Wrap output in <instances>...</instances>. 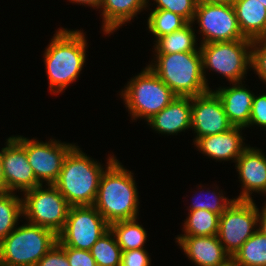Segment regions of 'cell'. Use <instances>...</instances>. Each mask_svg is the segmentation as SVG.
<instances>
[{
    "label": "cell",
    "instance_id": "cell-17",
    "mask_svg": "<svg viewBox=\"0 0 266 266\" xmlns=\"http://www.w3.org/2000/svg\"><path fill=\"white\" fill-rule=\"evenodd\" d=\"M175 240L195 266H216L230 257L217 235L177 236Z\"/></svg>",
    "mask_w": 266,
    "mask_h": 266
},
{
    "label": "cell",
    "instance_id": "cell-5",
    "mask_svg": "<svg viewBox=\"0 0 266 266\" xmlns=\"http://www.w3.org/2000/svg\"><path fill=\"white\" fill-rule=\"evenodd\" d=\"M26 223L0 242V266H36L58 242L54 231Z\"/></svg>",
    "mask_w": 266,
    "mask_h": 266
},
{
    "label": "cell",
    "instance_id": "cell-31",
    "mask_svg": "<svg viewBox=\"0 0 266 266\" xmlns=\"http://www.w3.org/2000/svg\"><path fill=\"white\" fill-rule=\"evenodd\" d=\"M251 69L266 85V38H258L252 43Z\"/></svg>",
    "mask_w": 266,
    "mask_h": 266
},
{
    "label": "cell",
    "instance_id": "cell-8",
    "mask_svg": "<svg viewBox=\"0 0 266 266\" xmlns=\"http://www.w3.org/2000/svg\"><path fill=\"white\" fill-rule=\"evenodd\" d=\"M46 187L39 185L23 193V217L28 223L48 228L58 235L64 229L70 205L53 184Z\"/></svg>",
    "mask_w": 266,
    "mask_h": 266
},
{
    "label": "cell",
    "instance_id": "cell-41",
    "mask_svg": "<svg viewBox=\"0 0 266 266\" xmlns=\"http://www.w3.org/2000/svg\"><path fill=\"white\" fill-rule=\"evenodd\" d=\"M260 3H262L266 8V0H258Z\"/></svg>",
    "mask_w": 266,
    "mask_h": 266
},
{
    "label": "cell",
    "instance_id": "cell-27",
    "mask_svg": "<svg viewBox=\"0 0 266 266\" xmlns=\"http://www.w3.org/2000/svg\"><path fill=\"white\" fill-rule=\"evenodd\" d=\"M97 266H120L122 249L109 229L89 250Z\"/></svg>",
    "mask_w": 266,
    "mask_h": 266
},
{
    "label": "cell",
    "instance_id": "cell-7",
    "mask_svg": "<svg viewBox=\"0 0 266 266\" xmlns=\"http://www.w3.org/2000/svg\"><path fill=\"white\" fill-rule=\"evenodd\" d=\"M252 43L250 39H240L200 45L202 73L207 86V69L226 77L230 84L242 82L251 68Z\"/></svg>",
    "mask_w": 266,
    "mask_h": 266
},
{
    "label": "cell",
    "instance_id": "cell-20",
    "mask_svg": "<svg viewBox=\"0 0 266 266\" xmlns=\"http://www.w3.org/2000/svg\"><path fill=\"white\" fill-rule=\"evenodd\" d=\"M148 4L149 0H102L99 9L103 34H112L123 24L131 22L139 12L149 7Z\"/></svg>",
    "mask_w": 266,
    "mask_h": 266
},
{
    "label": "cell",
    "instance_id": "cell-18",
    "mask_svg": "<svg viewBox=\"0 0 266 266\" xmlns=\"http://www.w3.org/2000/svg\"><path fill=\"white\" fill-rule=\"evenodd\" d=\"M147 124L159 134L177 135L191 129V97L176 96L159 113H156Z\"/></svg>",
    "mask_w": 266,
    "mask_h": 266
},
{
    "label": "cell",
    "instance_id": "cell-28",
    "mask_svg": "<svg viewBox=\"0 0 266 266\" xmlns=\"http://www.w3.org/2000/svg\"><path fill=\"white\" fill-rule=\"evenodd\" d=\"M187 23L183 17L174 12L165 9H153L147 19V29L155 36L156 41L161 36L181 29Z\"/></svg>",
    "mask_w": 266,
    "mask_h": 266
},
{
    "label": "cell",
    "instance_id": "cell-16",
    "mask_svg": "<svg viewBox=\"0 0 266 266\" xmlns=\"http://www.w3.org/2000/svg\"><path fill=\"white\" fill-rule=\"evenodd\" d=\"M243 127L233 126L226 132L199 138L194 145L212 160L229 161L235 163L243 150L247 147L242 136ZM245 145V146H244Z\"/></svg>",
    "mask_w": 266,
    "mask_h": 266
},
{
    "label": "cell",
    "instance_id": "cell-10",
    "mask_svg": "<svg viewBox=\"0 0 266 266\" xmlns=\"http://www.w3.org/2000/svg\"><path fill=\"white\" fill-rule=\"evenodd\" d=\"M110 229V224L93 205L70 206L58 242L64 247L90 250Z\"/></svg>",
    "mask_w": 266,
    "mask_h": 266
},
{
    "label": "cell",
    "instance_id": "cell-37",
    "mask_svg": "<svg viewBox=\"0 0 266 266\" xmlns=\"http://www.w3.org/2000/svg\"><path fill=\"white\" fill-rule=\"evenodd\" d=\"M3 151L4 147L0 151V194L6 193V183H5L4 169H3Z\"/></svg>",
    "mask_w": 266,
    "mask_h": 266
},
{
    "label": "cell",
    "instance_id": "cell-38",
    "mask_svg": "<svg viewBox=\"0 0 266 266\" xmlns=\"http://www.w3.org/2000/svg\"><path fill=\"white\" fill-rule=\"evenodd\" d=\"M70 3H77L78 5H87L93 7V9H99L102 0H69Z\"/></svg>",
    "mask_w": 266,
    "mask_h": 266
},
{
    "label": "cell",
    "instance_id": "cell-29",
    "mask_svg": "<svg viewBox=\"0 0 266 266\" xmlns=\"http://www.w3.org/2000/svg\"><path fill=\"white\" fill-rule=\"evenodd\" d=\"M210 191L211 190L207 189V191L205 192L207 196L205 195V197L200 196L202 195L201 193L199 196L198 193H196L198 197L196 196L197 199L192 198L194 199V201L192 200L193 202L188 207V211L205 209L220 216L235 200V198L229 199L228 197L223 196V192L220 190L219 192H217V190H213V192Z\"/></svg>",
    "mask_w": 266,
    "mask_h": 266
},
{
    "label": "cell",
    "instance_id": "cell-34",
    "mask_svg": "<svg viewBox=\"0 0 266 266\" xmlns=\"http://www.w3.org/2000/svg\"><path fill=\"white\" fill-rule=\"evenodd\" d=\"M146 249L122 251L120 266H151V258Z\"/></svg>",
    "mask_w": 266,
    "mask_h": 266
},
{
    "label": "cell",
    "instance_id": "cell-33",
    "mask_svg": "<svg viewBox=\"0 0 266 266\" xmlns=\"http://www.w3.org/2000/svg\"><path fill=\"white\" fill-rule=\"evenodd\" d=\"M36 266H70L65 247L57 242L36 264Z\"/></svg>",
    "mask_w": 266,
    "mask_h": 266
},
{
    "label": "cell",
    "instance_id": "cell-26",
    "mask_svg": "<svg viewBox=\"0 0 266 266\" xmlns=\"http://www.w3.org/2000/svg\"><path fill=\"white\" fill-rule=\"evenodd\" d=\"M20 216H23L22 197L14 192L0 194V242L17 227Z\"/></svg>",
    "mask_w": 266,
    "mask_h": 266
},
{
    "label": "cell",
    "instance_id": "cell-36",
    "mask_svg": "<svg viewBox=\"0 0 266 266\" xmlns=\"http://www.w3.org/2000/svg\"><path fill=\"white\" fill-rule=\"evenodd\" d=\"M264 204L262 210L258 208V230L266 236V203Z\"/></svg>",
    "mask_w": 266,
    "mask_h": 266
},
{
    "label": "cell",
    "instance_id": "cell-15",
    "mask_svg": "<svg viewBox=\"0 0 266 266\" xmlns=\"http://www.w3.org/2000/svg\"><path fill=\"white\" fill-rule=\"evenodd\" d=\"M242 191L235 200H253L252 193L266 195V156L261 149L248 145L235 162Z\"/></svg>",
    "mask_w": 266,
    "mask_h": 266
},
{
    "label": "cell",
    "instance_id": "cell-19",
    "mask_svg": "<svg viewBox=\"0 0 266 266\" xmlns=\"http://www.w3.org/2000/svg\"><path fill=\"white\" fill-rule=\"evenodd\" d=\"M242 82L232 83V87L213 90L222 102L224 112L233 126L245 128L250 121L254 93Z\"/></svg>",
    "mask_w": 266,
    "mask_h": 266
},
{
    "label": "cell",
    "instance_id": "cell-1",
    "mask_svg": "<svg viewBox=\"0 0 266 266\" xmlns=\"http://www.w3.org/2000/svg\"><path fill=\"white\" fill-rule=\"evenodd\" d=\"M44 52L50 91L62 93L78 79L86 60L87 39L81 30L58 28Z\"/></svg>",
    "mask_w": 266,
    "mask_h": 266
},
{
    "label": "cell",
    "instance_id": "cell-30",
    "mask_svg": "<svg viewBox=\"0 0 266 266\" xmlns=\"http://www.w3.org/2000/svg\"><path fill=\"white\" fill-rule=\"evenodd\" d=\"M156 8L174 12L183 17L187 22H193L197 0H154Z\"/></svg>",
    "mask_w": 266,
    "mask_h": 266
},
{
    "label": "cell",
    "instance_id": "cell-13",
    "mask_svg": "<svg viewBox=\"0 0 266 266\" xmlns=\"http://www.w3.org/2000/svg\"><path fill=\"white\" fill-rule=\"evenodd\" d=\"M232 127L213 89L191 97V128L196 133L194 143L201 137L220 134Z\"/></svg>",
    "mask_w": 266,
    "mask_h": 266
},
{
    "label": "cell",
    "instance_id": "cell-23",
    "mask_svg": "<svg viewBox=\"0 0 266 266\" xmlns=\"http://www.w3.org/2000/svg\"><path fill=\"white\" fill-rule=\"evenodd\" d=\"M137 219L121 220L110 224V230L115 235L122 251L145 248L147 231Z\"/></svg>",
    "mask_w": 266,
    "mask_h": 266
},
{
    "label": "cell",
    "instance_id": "cell-21",
    "mask_svg": "<svg viewBox=\"0 0 266 266\" xmlns=\"http://www.w3.org/2000/svg\"><path fill=\"white\" fill-rule=\"evenodd\" d=\"M243 36L256 40L266 35V8L258 0H236L233 3Z\"/></svg>",
    "mask_w": 266,
    "mask_h": 266
},
{
    "label": "cell",
    "instance_id": "cell-9",
    "mask_svg": "<svg viewBox=\"0 0 266 266\" xmlns=\"http://www.w3.org/2000/svg\"><path fill=\"white\" fill-rule=\"evenodd\" d=\"M257 230L258 208L253 200H234L219 216L217 236L230 257Z\"/></svg>",
    "mask_w": 266,
    "mask_h": 266
},
{
    "label": "cell",
    "instance_id": "cell-22",
    "mask_svg": "<svg viewBox=\"0 0 266 266\" xmlns=\"http://www.w3.org/2000/svg\"><path fill=\"white\" fill-rule=\"evenodd\" d=\"M193 22H188L181 29L159 37L154 41L156 54H171L180 52H196L200 49L193 28Z\"/></svg>",
    "mask_w": 266,
    "mask_h": 266
},
{
    "label": "cell",
    "instance_id": "cell-39",
    "mask_svg": "<svg viewBox=\"0 0 266 266\" xmlns=\"http://www.w3.org/2000/svg\"><path fill=\"white\" fill-rule=\"evenodd\" d=\"M236 0H197L200 3L233 5Z\"/></svg>",
    "mask_w": 266,
    "mask_h": 266
},
{
    "label": "cell",
    "instance_id": "cell-3",
    "mask_svg": "<svg viewBox=\"0 0 266 266\" xmlns=\"http://www.w3.org/2000/svg\"><path fill=\"white\" fill-rule=\"evenodd\" d=\"M108 156L106 167L87 156L79 146H75L66 156L58 179L53 184L65 197L70 206L93 205L104 169L114 160Z\"/></svg>",
    "mask_w": 266,
    "mask_h": 266
},
{
    "label": "cell",
    "instance_id": "cell-40",
    "mask_svg": "<svg viewBox=\"0 0 266 266\" xmlns=\"http://www.w3.org/2000/svg\"><path fill=\"white\" fill-rule=\"evenodd\" d=\"M216 266H239V265L237 264V262L234 260L233 257H229L223 263L218 264Z\"/></svg>",
    "mask_w": 266,
    "mask_h": 266
},
{
    "label": "cell",
    "instance_id": "cell-24",
    "mask_svg": "<svg viewBox=\"0 0 266 266\" xmlns=\"http://www.w3.org/2000/svg\"><path fill=\"white\" fill-rule=\"evenodd\" d=\"M178 236H213L218 234L219 215L205 209L189 211Z\"/></svg>",
    "mask_w": 266,
    "mask_h": 266
},
{
    "label": "cell",
    "instance_id": "cell-14",
    "mask_svg": "<svg viewBox=\"0 0 266 266\" xmlns=\"http://www.w3.org/2000/svg\"><path fill=\"white\" fill-rule=\"evenodd\" d=\"M3 151V169L6 192H25L41 185L32 170L25 148L13 137L6 139Z\"/></svg>",
    "mask_w": 266,
    "mask_h": 266
},
{
    "label": "cell",
    "instance_id": "cell-12",
    "mask_svg": "<svg viewBox=\"0 0 266 266\" xmlns=\"http://www.w3.org/2000/svg\"><path fill=\"white\" fill-rule=\"evenodd\" d=\"M202 35L200 45L247 39L240 31L233 5L197 3L193 23Z\"/></svg>",
    "mask_w": 266,
    "mask_h": 266
},
{
    "label": "cell",
    "instance_id": "cell-11",
    "mask_svg": "<svg viewBox=\"0 0 266 266\" xmlns=\"http://www.w3.org/2000/svg\"><path fill=\"white\" fill-rule=\"evenodd\" d=\"M13 137L25 148L27 160L41 185L44 181L46 185L56 182L67 154L76 146L56 139L41 142L20 135Z\"/></svg>",
    "mask_w": 266,
    "mask_h": 266
},
{
    "label": "cell",
    "instance_id": "cell-6",
    "mask_svg": "<svg viewBox=\"0 0 266 266\" xmlns=\"http://www.w3.org/2000/svg\"><path fill=\"white\" fill-rule=\"evenodd\" d=\"M124 87L120 95L132 120L144 118L147 122L176 97L148 65Z\"/></svg>",
    "mask_w": 266,
    "mask_h": 266
},
{
    "label": "cell",
    "instance_id": "cell-32",
    "mask_svg": "<svg viewBox=\"0 0 266 266\" xmlns=\"http://www.w3.org/2000/svg\"><path fill=\"white\" fill-rule=\"evenodd\" d=\"M253 125L266 128V93L253 97L250 121L245 128Z\"/></svg>",
    "mask_w": 266,
    "mask_h": 266
},
{
    "label": "cell",
    "instance_id": "cell-2",
    "mask_svg": "<svg viewBox=\"0 0 266 266\" xmlns=\"http://www.w3.org/2000/svg\"><path fill=\"white\" fill-rule=\"evenodd\" d=\"M133 175L115 159L101 176L93 206L109 224L138 217L139 193Z\"/></svg>",
    "mask_w": 266,
    "mask_h": 266
},
{
    "label": "cell",
    "instance_id": "cell-4",
    "mask_svg": "<svg viewBox=\"0 0 266 266\" xmlns=\"http://www.w3.org/2000/svg\"><path fill=\"white\" fill-rule=\"evenodd\" d=\"M154 55L155 60L148 66L176 96L194 97L211 90L203 77L200 49Z\"/></svg>",
    "mask_w": 266,
    "mask_h": 266
},
{
    "label": "cell",
    "instance_id": "cell-35",
    "mask_svg": "<svg viewBox=\"0 0 266 266\" xmlns=\"http://www.w3.org/2000/svg\"><path fill=\"white\" fill-rule=\"evenodd\" d=\"M65 253L70 266H97L89 250L65 247Z\"/></svg>",
    "mask_w": 266,
    "mask_h": 266
},
{
    "label": "cell",
    "instance_id": "cell-25",
    "mask_svg": "<svg viewBox=\"0 0 266 266\" xmlns=\"http://www.w3.org/2000/svg\"><path fill=\"white\" fill-rule=\"evenodd\" d=\"M233 258L239 266H266V236L257 230Z\"/></svg>",
    "mask_w": 266,
    "mask_h": 266
}]
</instances>
